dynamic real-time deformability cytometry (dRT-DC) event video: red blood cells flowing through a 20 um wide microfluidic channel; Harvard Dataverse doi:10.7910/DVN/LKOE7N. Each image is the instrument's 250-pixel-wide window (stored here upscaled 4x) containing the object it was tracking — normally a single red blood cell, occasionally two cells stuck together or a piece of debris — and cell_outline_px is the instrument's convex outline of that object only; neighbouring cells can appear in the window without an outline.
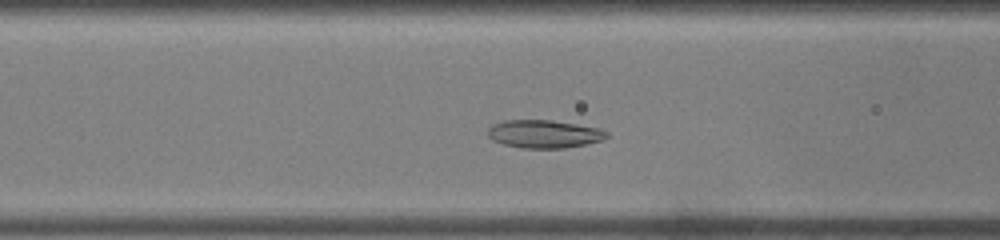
{"species": "common noctule bat (a hibernating species)", "species_latin": "Nyctalus noctula", "temperature_condition": "warm", "stored_images_in_passage": 44, "camera_frame_rate_fps": 3000, "um_per_image_px": 0.085, "animal": {"sex": "male", "body_mass_g": 19.0, "forearm_length_mm": 50.8}, "frame": {"image": 1, "passage_image": 13, "time_ms": 4.0, "image_size_px": [1000, 240], "cell_outline_px": [[608, 136], [600, 140], [584, 144], [564, 148], [520, 148], [504, 144], [492, 140], [488, 136], [488, 128], [492, 124], [504, 120], [552, 120], [600, 128], [608, 132]], "centroid_in_image_um": [46.21, 11.38], "position_along_channel_um": 120.4, "area_um2": 19.36}}
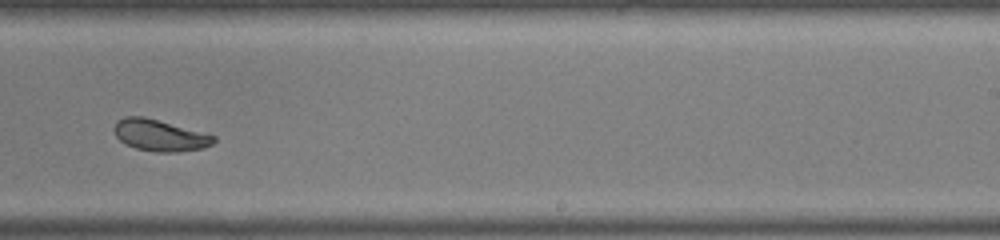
{"frame": {"image": 2, "passage_image": 25, "time_ms": 8.0, "image_size_px": [1000, 240], "cell_outline_px": [[216, 140], [212, 144], [204, 148], [180, 152], [156, 152], [136, 148], [120, 140], [116, 136], [112, 128], [116, 120], [124, 116], [144, 116], [216, 136]], "centroid_in_image_um": [13.56, 11.5], "position_along_channel_um": 275.4, "area_um2": 18.32}}
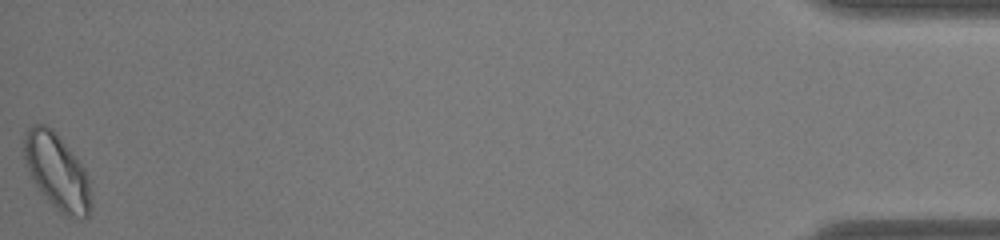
{"frame": {"image": 3, "passage_image": 44, "time_ms": 14.333, "image_size_px": [1000, 240], "cell_outline_px": [[92, 208], [88, 216], [64, 216], [48, 200], [36, 184], [32, 176], [24, 156], [24, 136], [28, 128], [36, 124], [44, 124], [52, 128], [56, 132], [84, 168], [92, 192]], "centroid_in_image_um": [4.88, 14.58], "position_along_channel_um": 430.3, "area_um2": 29.02}, "authors_computed_cell_mechanics": {"area_um2": 20.3745, "velocity_mm_per_s": 3.8887, "shape_relaxation_time_tau1_ms": 6.2239, "shape_relaxation_time_tau2_ms": 2.2382, "deformation_change_tau1": 0.1486, "deformation_change_tau2": 0.0576}}